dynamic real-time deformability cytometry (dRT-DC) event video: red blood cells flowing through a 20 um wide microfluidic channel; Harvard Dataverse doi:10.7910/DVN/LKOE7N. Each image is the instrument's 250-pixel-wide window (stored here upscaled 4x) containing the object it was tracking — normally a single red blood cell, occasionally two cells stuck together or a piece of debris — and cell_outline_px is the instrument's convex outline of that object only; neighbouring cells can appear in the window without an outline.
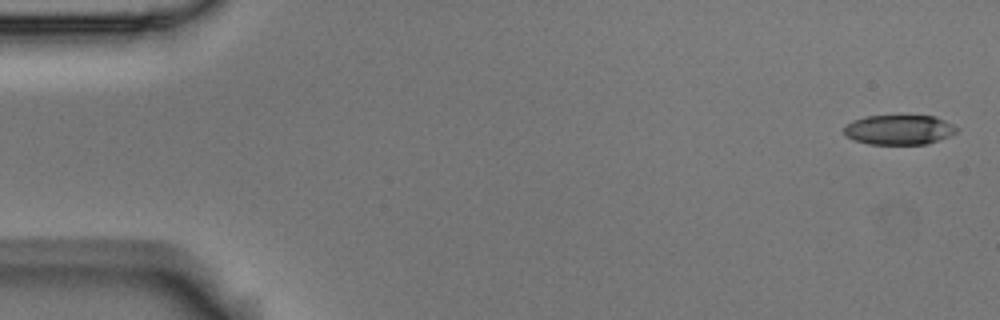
{"species": "Egyptian fruit bat (a non-hibernating species)", "species_latin": "Rousettus aegyptiacus", "temperature_condition": "room temperature", "stored_images_in_passage": 5, "camera_frame_rate_fps": 3000, "um_per_image_px": 0.085, "animal": {"sex": "male"}, "frame": {"image": 1, "passage_image": 1, "time_ms": 0.0, "image_size_px": [1000, 320], "cell_outline_px": [[960, 128], [956, 132], [940, 140], [928, 144], [868, 144], [844, 136], [844, 128], [852, 120], [864, 116], [936, 116]], "centroid_in_image_um": [76.43, 11.03], "position_along_channel_um": 8.6, "area_um2": 19.59}}
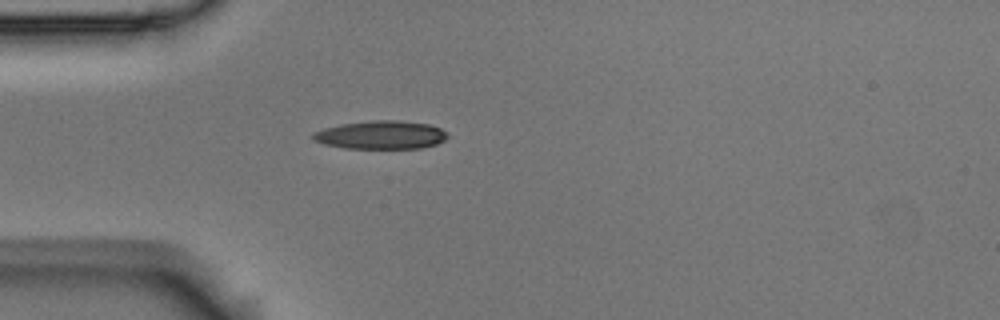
{"frame": {"image": 2, "passage_image": 5, "time_ms": 1.333, "image_size_px": [1000, 320], "cell_outline_px": [[448, 136], [444, 140], [436, 144], [420, 148], [344, 148], [324, 144], [312, 140], [312, 132], [324, 128], [340, 124], [372, 120], [396, 120], [428, 124], [440, 128], [448, 132]], "centroid_in_image_um": [32.35, 11.46], "position_along_channel_um": 52.6, "area_um2": 22.25}}